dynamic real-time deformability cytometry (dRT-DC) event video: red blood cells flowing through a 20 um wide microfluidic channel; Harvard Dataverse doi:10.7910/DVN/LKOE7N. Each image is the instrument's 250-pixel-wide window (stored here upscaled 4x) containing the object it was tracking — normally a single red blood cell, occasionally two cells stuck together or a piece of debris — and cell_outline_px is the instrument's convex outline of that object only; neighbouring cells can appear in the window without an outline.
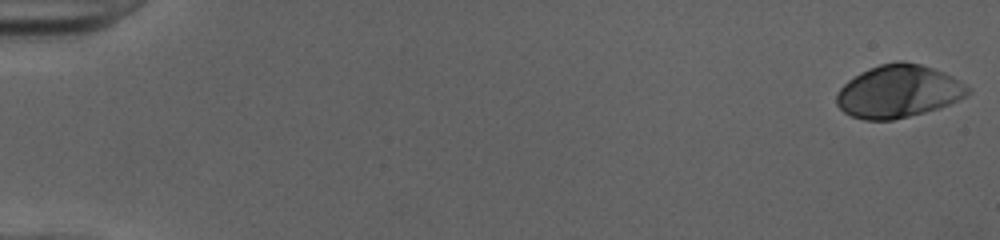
{"species": "human", "species_latin": "Homo sapiens", "temperature_condition": "cold", "stored_images_in_passage": 52, "camera_frame_rate_fps": 3000, "um_per_image_px": 0.085, "donor": {"sex": "female"}, "frame": {"image": 1, "passage_image": 1, "time_ms": 0.0, "image_size_px": [1000, 240], "cell_outline_px": [[972, 92], [968, 96], [948, 104], [924, 112], [892, 120], [864, 120], [852, 116], [844, 112], [836, 104], [836, 92], [848, 80], [860, 72], [868, 68], [880, 64], [896, 60], [904, 60], [920, 64], [944, 72], [960, 80], [972, 88]], "centroid_in_image_um": [76.37, 7.75], "position_along_channel_um": 8.6, "area_um2": 40.58}}
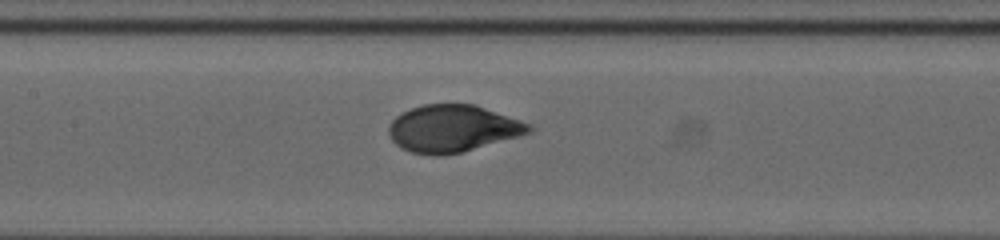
{"frame": {"image": 2, "passage_image": 26, "time_ms": 8.333, "image_size_px": [1000, 240], "cell_outline_px": [[532, 132], [520, 136], [460, 152], [444, 156], [432, 156], [412, 152], [400, 148], [392, 140], [388, 132], [388, 124], [400, 112], [424, 104], [476, 104], [532, 124]], "centroid_in_image_um": [38.47, 10.92], "position_along_channel_um": 168.9, "area_um2": 38.73}}
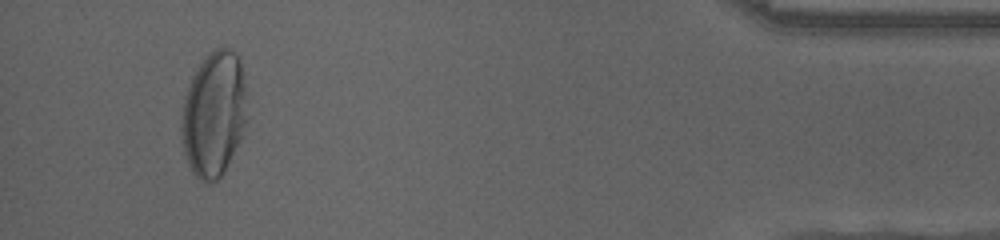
{"frame": {"image": 3, "passage_image": 49, "time_ms": 16.0, "image_size_px": [1000, 240], "cell_outline_px": [[252, 116], [224, 172], [216, 180], [204, 184], [192, 172], [188, 164], [184, 152], [180, 128], [184, 100], [192, 76], [200, 64], [216, 48], [224, 44], [236, 52], [240, 60]], "centroid_in_image_um": [18.25, 9.69], "position_along_channel_um": 417.0, "area_um2": 49.01}, "authors_computed_cell_mechanics": {"area_um2": 39.1884, "velocity_mm_per_s": 4.0103, "shape_relaxation_time_tau1_ms": 3.6381, "shape_relaxation_time_tau2_ms": null, "deformation_change_tau1": 0.1782, "deformation_change_tau2": null}}